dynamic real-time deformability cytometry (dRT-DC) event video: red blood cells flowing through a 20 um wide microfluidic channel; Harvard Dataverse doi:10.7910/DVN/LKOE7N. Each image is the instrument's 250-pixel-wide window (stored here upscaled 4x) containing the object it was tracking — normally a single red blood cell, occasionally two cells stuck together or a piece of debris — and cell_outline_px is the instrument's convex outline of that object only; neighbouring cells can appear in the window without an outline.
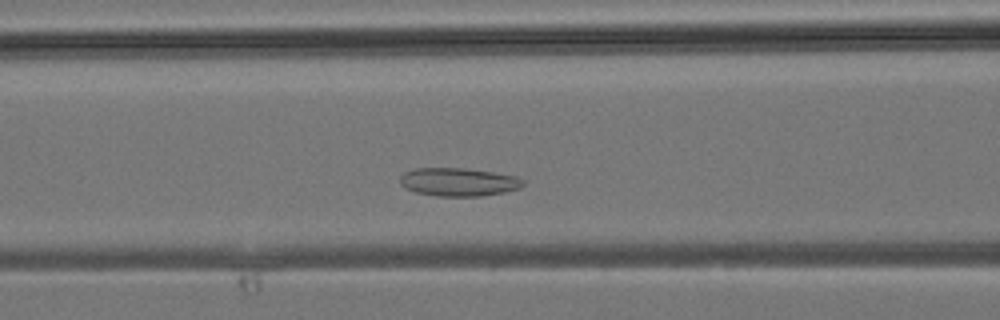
{"species": "common noctule bat (a hibernating species)", "species_latin": "Nyctalus noctula", "temperature_condition": "room temperature", "stored_images_in_passage": 27, "camera_frame_rate_fps": 3000, "um_per_image_px": 0.085, "animal": {"sex": "male", "body_mass_g": 19.2, "forearm_length_mm": 51.8}, "frame": {"image": 1, "passage_image": 8, "time_ms": 2.333, "image_size_px": [1000, 320], "cell_outline_px": [[524, 184], [520, 188], [504, 192], [480, 196], [436, 196], [416, 192], [404, 188], [400, 184], [400, 176], [404, 172], [416, 168], [464, 168], [492, 172], [516, 176], [524, 180]], "centroid_in_image_um": [38.95, 15.47], "position_along_channel_um": 127.6, "area_um2": 20.29}}
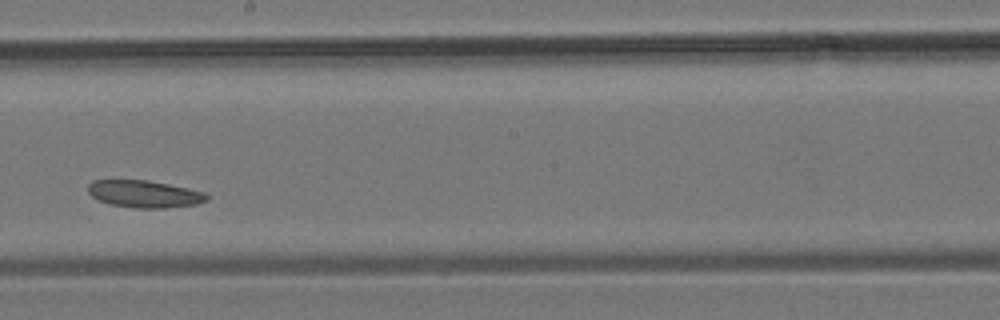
{"frame": {"image": 2, "passage_image": 14, "time_ms": 4.333, "image_size_px": [1000, 320], "cell_outline_px": [[208, 200], [196, 204], [164, 208], [136, 208], [108, 204], [92, 196], [88, 192], [88, 184], [92, 180], [148, 180], [188, 188], [204, 192], [208, 196]], "centroid_in_image_um": [12.26, 16.48], "position_along_channel_um": 235.9, "area_um2": 18.79}}
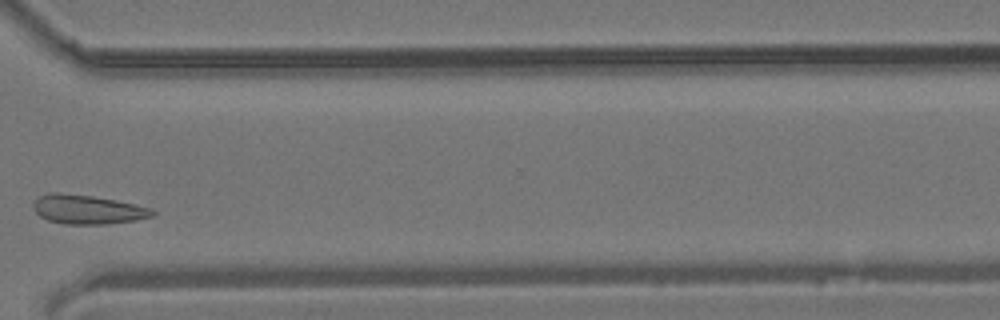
{"frame": {"image": 3, "passage_image": 21, "time_ms": 6.667, "image_size_px": [1000, 320], "cell_outline_px": [[156, 212], [152, 216], [136, 220], [108, 224], [64, 224], [48, 220], [40, 216], [36, 212], [32, 204], [40, 196], [48, 192], [60, 192], [92, 196], [116, 200], [136, 204], [152, 208]], "centroid_in_image_um": [7.45, 17.8], "position_along_channel_um": 363.1, "area_um2": 20.29}}